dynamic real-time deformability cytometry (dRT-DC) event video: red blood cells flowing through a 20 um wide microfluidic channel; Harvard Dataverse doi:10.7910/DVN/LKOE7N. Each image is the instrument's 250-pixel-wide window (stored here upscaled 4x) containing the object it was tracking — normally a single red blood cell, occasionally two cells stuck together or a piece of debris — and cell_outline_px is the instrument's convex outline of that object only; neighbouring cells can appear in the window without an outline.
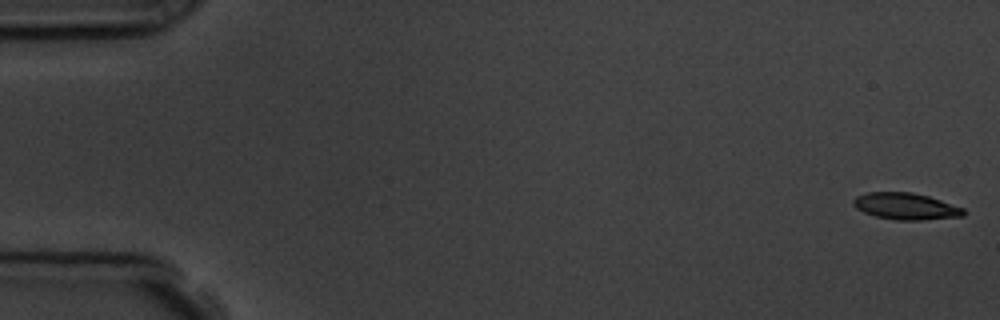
{"species": "common noctule bat (a hibernating species)", "species_latin": "Nyctalus noctula", "temperature_condition": "room temperature", "stored_images_in_passage": 9, "camera_frame_rate_fps": 3000, "um_per_image_px": 0.085, "animal": {"sex": "male", "body_mass_g": 19.5, "forearm_length_mm": 54.6}, "frame": {"image": 1, "passage_image": 1, "time_ms": 0.0, "image_size_px": [1000, 320], "cell_outline_px": [[964, 216], [924, 220], [896, 220], [876, 216], [864, 212], [856, 208], [852, 204], [852, 200], [856, 196], [868, 192], [912, 192], [928, 196], [964, 208]], "centroid_in_image_um": [76.97, 17.53], "position_along_channel_um": 8.0, "area_um2": 17.11}}